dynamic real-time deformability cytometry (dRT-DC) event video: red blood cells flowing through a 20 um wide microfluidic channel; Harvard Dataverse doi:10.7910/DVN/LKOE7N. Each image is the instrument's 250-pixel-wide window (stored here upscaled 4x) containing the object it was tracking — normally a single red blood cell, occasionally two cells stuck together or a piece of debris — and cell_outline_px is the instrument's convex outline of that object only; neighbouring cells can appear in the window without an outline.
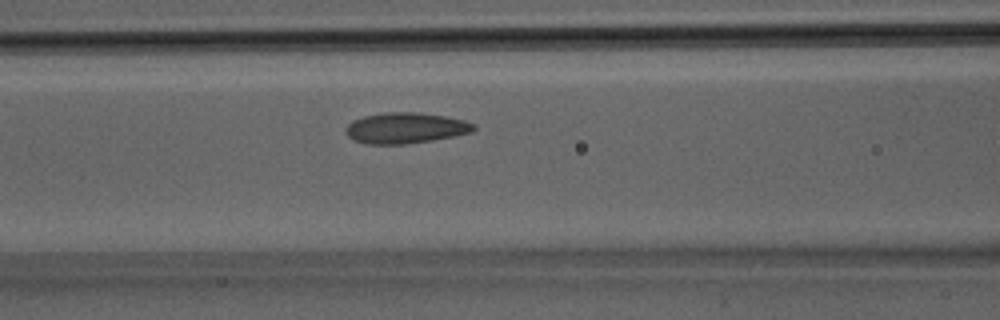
{"species": "Egyptian fruit bat (a non-hibernating species)", "species_latin": "Rousettus aegyptiacus", "temperature_condition": "room temperature", "stored_images_in_passage": 29, "camera_frame_rate_fps": 3000, "um_per_image_px": 0.085, "animal": {"sex": "male"}, "frame": {"image": 1, "passage_image": 10, "time_ms": 3.0, "image_size_px": [1000, 320], "cell_outline_px": [[476, 128], [472, 132], [432, 140], [404, 144], [364, 144], [348, 136], [344, 132], [344, 128], [352, 120], [364, 116], [384, 112], [416, 112], [444, 116], [464, 120], [476, 124]], "centroid_in_image_um": [34.44, 10.87], "position_along_channel_um": 132.2, "area_um2": 23.0}}
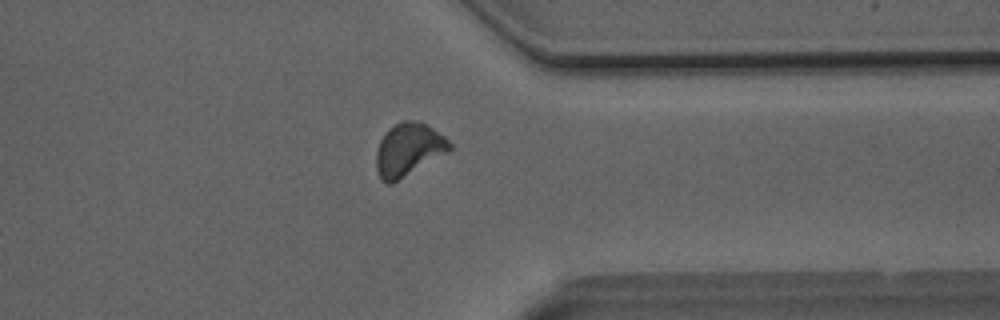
{"frame": {"image": 2, "passage_image": 22, "time_ms": 7.0, "image_size_px": [1000, 320], "cell_outline_px": [[452, 148], [448, 152], [392, 184], [388, 184], [380, 180], [376, 168], [376, 152], [380, 140], [388, 128], [404, 120], [420, 120], [444, 136], [452, 144]], "centroid_in_image_um": [34.71, 12.72], "position_along_channel_um": 376.7, "area_um2": 22.72}}
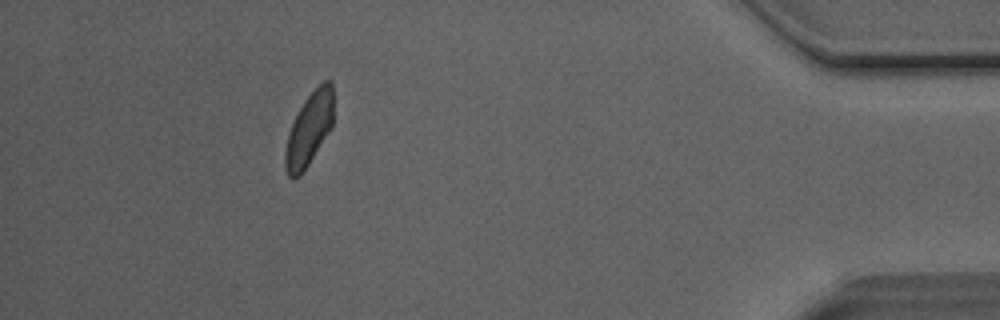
{"frame": {"image": 3, "passage_image": 26, "time_ms": 8.333, "image_size_px": [1000, 320], "cell_outline_px": [[332, 128], [300, 176], [292, 180], [288, 176], [284, 168], [284, 152], [288, 132], [304, 100], [324, 80], [332, 80]], "centroid_in_image_um": [26.25, 11.03], "position_along_channel_um": 409.0, "area_um2": 20.4}}